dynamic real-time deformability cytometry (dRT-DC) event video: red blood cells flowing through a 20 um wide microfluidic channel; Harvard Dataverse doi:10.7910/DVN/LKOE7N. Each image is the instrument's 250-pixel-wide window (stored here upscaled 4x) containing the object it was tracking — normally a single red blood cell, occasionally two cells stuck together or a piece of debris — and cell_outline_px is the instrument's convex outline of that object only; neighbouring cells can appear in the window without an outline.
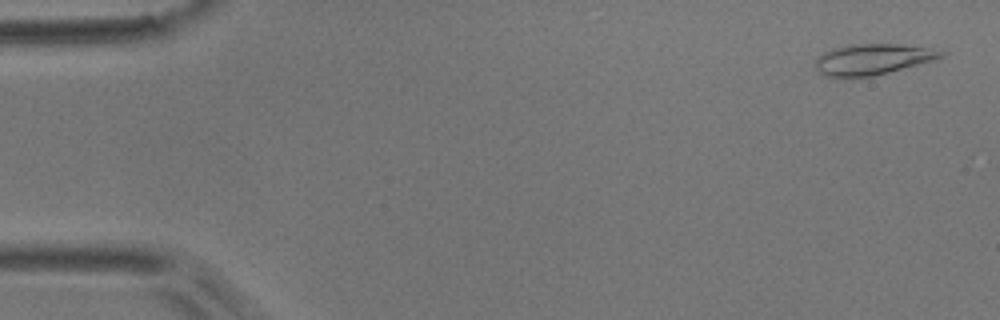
{"species": "common noctule bat (a hibernating species)", "species_latin": "Nyctalus noctula", "temperature_condition": "room temperature", "stored_images_in_passage": 5, "camera_frame_rate_fps": 3000, "um_per_image_px": 0.085, "animal": {"sex": "male", "body_mass_g": 17.9}, "frame": {"image": 1, "passage_image": 1, "time_ms": 0.0, "image_size_px": [1000, 320], "cell_outline_px": [[944, 56], [932, 60], [888, 72], [872, 76], [828, 76], [820, 72], [816, 68], [816, 60], [824, 52], [832, 48], [852, 44], [900, 44], [924, 48], [944, 52]], "centroid_in_image_um": [74.13, 5.02], "position_along_channel_um": 10.9, "area_um2": 21.79}}